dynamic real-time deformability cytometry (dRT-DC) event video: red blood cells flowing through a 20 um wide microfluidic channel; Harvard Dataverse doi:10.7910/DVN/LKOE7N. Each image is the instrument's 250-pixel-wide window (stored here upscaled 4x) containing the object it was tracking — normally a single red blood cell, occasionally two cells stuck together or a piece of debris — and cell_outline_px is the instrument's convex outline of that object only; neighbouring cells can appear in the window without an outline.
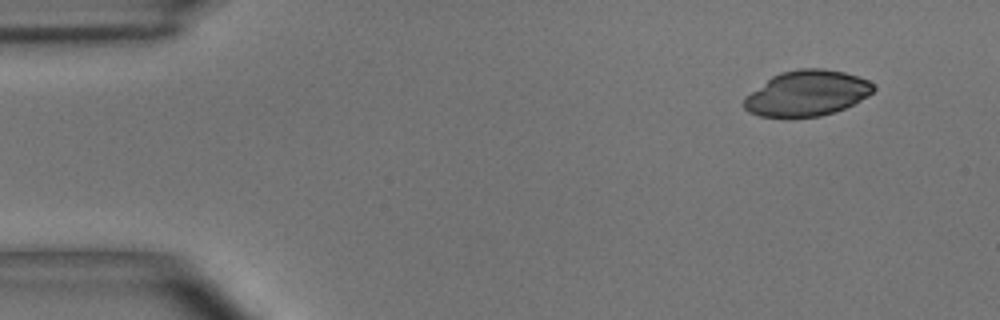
{"species": "common noctule bat (a hibernating species)", "species_latin": "Nyctalus noctula", "temperature_condition": "room temperature", "stored_images_in_passage": 4, "camera_frame_rate_fps": 3000, "um_per_image_px": 0.085, "animal": {"sex": "male", "body_mass_g": 15.6}, "frame": {"image": 1, "passage_image": 1, "time_ms": 0.0, "image_size_px": [1000, 320], "cell_outline_px": [[876, 88], [868, 96], [844, 108], [820, 116], [760, 116], [748, 112], [744, 108], [744, 96], [772, 76], [780, 72], [800, 68], [820, 68], [844, 72], [868, 80]], "centroid_in_image_um": [68.56, 7.91], "position_along_channel_um": 16.4, "area_um2": 33.99}}